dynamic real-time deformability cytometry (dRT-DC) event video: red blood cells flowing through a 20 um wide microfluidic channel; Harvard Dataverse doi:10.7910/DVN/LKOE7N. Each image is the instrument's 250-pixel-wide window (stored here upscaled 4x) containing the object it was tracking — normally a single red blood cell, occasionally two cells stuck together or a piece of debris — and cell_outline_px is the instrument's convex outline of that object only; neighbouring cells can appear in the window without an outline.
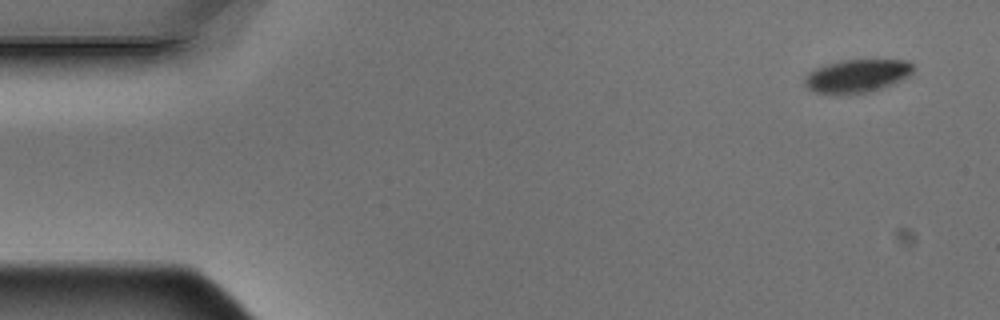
{"species": "Egyptian fruit bat (a non-hibernating species)", "species_latin": "Rousettus aegyptiacus", "temperature_condition": "warm", "stored_images_in_passage": 4, "camera_frame_rate_fps": 3000, "um_per_image_px": 0.085, "animal": {"sex": "male"}, "frame": {"image": 1, "passage_image": 1, "time_ms": 0.0, "image_size_px": [1000, 320], "cell_outline_px": [[912, 72], [908, 76], [892, 84], [872, 92], [848, 96], [836, 96], [816, 92], [808, 88], [804, 84], [804, 80], [808, 72], [816, 68], [828, 64], [844, 60], [908, 60], [912, 64]], "centroid_in_image_um": [72.81, 6.5], "position_along_channel_um": 12.2, "area_um2": 21.33}}
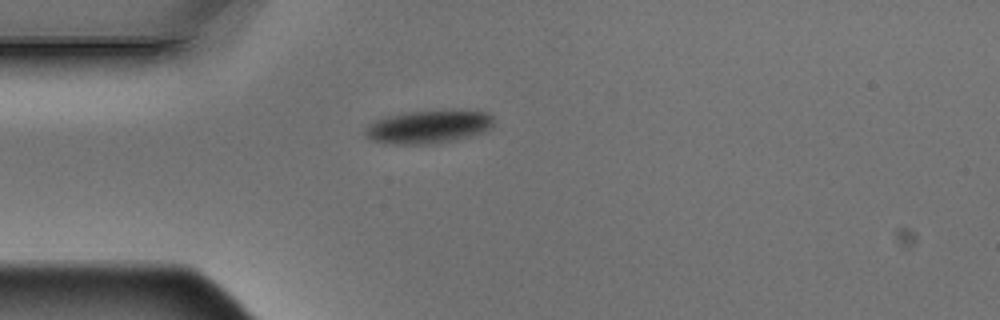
{"frame": {"image": 2, "passage_image": 4, "time_ms": 1.0, "image_size_px": [1000, 320], "cell_outline_px": [[492, 124], [484, 132], [452, 140], [420, 144], [396, 144], [372, 140], [364, 136], [364, 128], [368, 124], [376, 120], [388, 116], [404, 112], [452, 108], [460, 108], [488, 112], [492, 116]], "centroid_in_image_um": [36.42, 10.72], "position_along_channel_um": 48.6, "area_um2": 25.2}}